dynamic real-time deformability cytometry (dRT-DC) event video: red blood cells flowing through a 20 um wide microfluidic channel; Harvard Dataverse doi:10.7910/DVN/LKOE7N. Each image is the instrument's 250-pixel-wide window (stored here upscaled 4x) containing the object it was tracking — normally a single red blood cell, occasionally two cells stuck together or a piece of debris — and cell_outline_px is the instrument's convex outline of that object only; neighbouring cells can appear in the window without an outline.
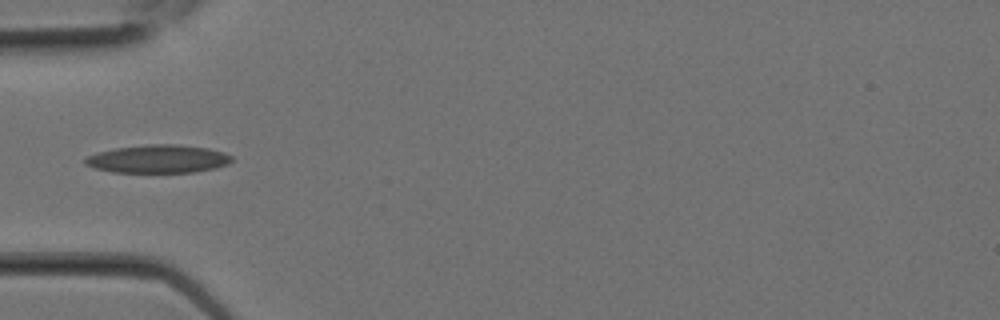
{"species": "Egyptian fruit bat (a non-hibernating species)", "species_latin": "Rousettus aegyptiacus", "temperature_condition": "room temperature", "stored_images_in_passage": 1, "camera_frame_rate_fps": 3000, "um_per_image_px": 0.085, "animal": {"sex": "female"}, "frame": {"image": 1, "passage_image": 1, "time_ms": 0.0, "image_size_px": [1000, 320], "cell_outline_px": [[232, 160], [228, 164], [216, 168], [192, 172], [112, 172], [96, 168], [84, 164], [84, 160], [88, 156], [100, 152], [116, 148], [148, 144], [180, 144], [208, 148], [224, 152], [232, 156]], "centroid_in_image_um": [13.48, 13.5], "position_along_channel_um": 71.5, "area_um2": 23.93}}